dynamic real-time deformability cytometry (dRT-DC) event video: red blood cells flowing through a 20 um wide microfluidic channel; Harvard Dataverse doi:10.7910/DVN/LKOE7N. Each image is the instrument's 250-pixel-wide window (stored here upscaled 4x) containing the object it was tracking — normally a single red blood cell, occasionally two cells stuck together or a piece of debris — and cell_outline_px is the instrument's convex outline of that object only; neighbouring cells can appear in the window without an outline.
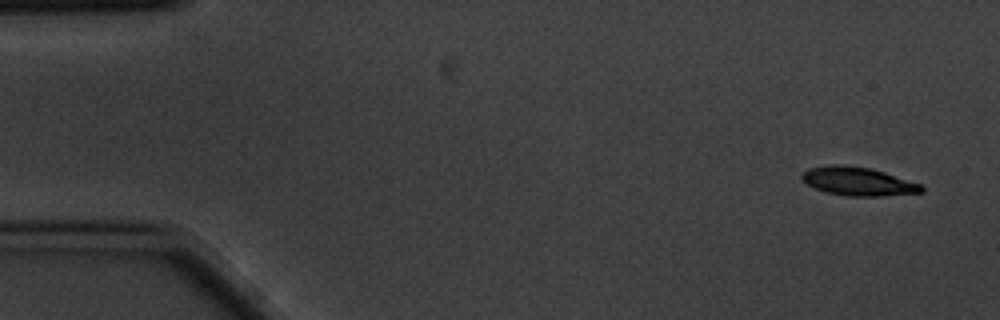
{"species": "common noctule bat (a hibernating species)", "species_latin": "Nyctalus noctula", "temperature_condition": "cold", "stored_images_in_passage": 6, "camera_frame_rate_fps": 3000, "um_per_image_px": 0.085, "animal": {"sex": "male", "body_mass_g": 20.1, "forearm_length_mm": 53.5}, "frame": {"image": 1, "passage_image": 1, "time_ms": 0.0, "image_size_px": [1000, 320], "cell_outline_px": [[924, 192], [880, 196], [848, 196], [828, 192], [816, 188], [808, 184], [800, 176], [808, 168], [828, 164], [844, 164], [868, 168], [884, 172], [920, 184], [924, 188]], "centroid_in_image_um": [72.92, 15.4], "position_along_channel_um": 12.1, "area_um2": 19.65}}
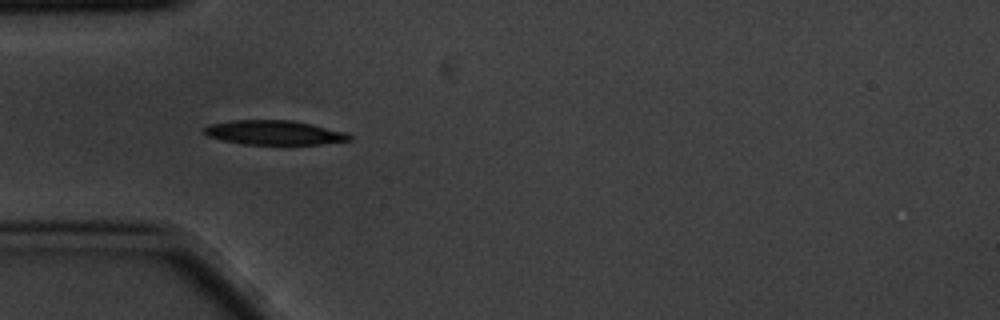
{"frame": {"image": 2, "passage_image": 5, "time_ms": 1.333, "image_size_px": [1000, 320], "cell_outline_px": [[352, 140], [320, 144], [244, 144], [224, 140], [208, 136], [200, 132], [200, 128], [208, 124], [232, 120], [292, 120], [312, 124], [344, 132], [352, 136]], "centroid_in_image_um": [23.23, 11.26], "position_along_channel_um": 61.8, "area_um2": 20.69}}